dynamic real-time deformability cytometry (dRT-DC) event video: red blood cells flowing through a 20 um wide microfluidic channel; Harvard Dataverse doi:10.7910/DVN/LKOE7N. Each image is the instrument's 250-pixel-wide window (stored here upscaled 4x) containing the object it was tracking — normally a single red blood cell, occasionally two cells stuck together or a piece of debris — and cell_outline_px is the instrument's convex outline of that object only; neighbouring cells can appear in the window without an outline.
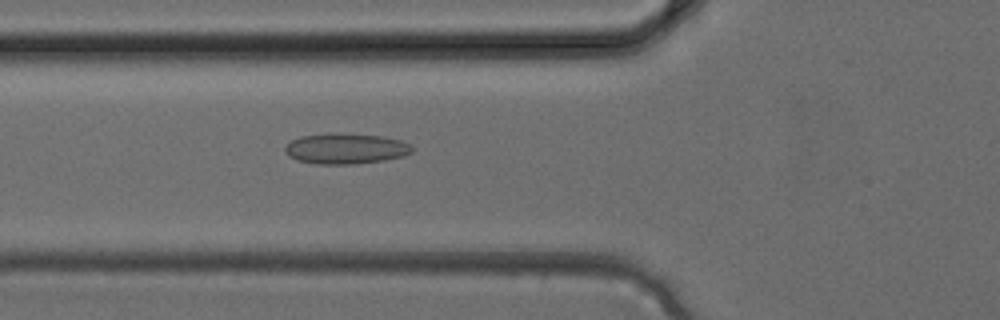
{"species": "common noctule bat (a hibernating species)", "species_latin": "Nyctalus noctula", "temperature_condition": "cold", "stored_images_in_passage": 2, "camera_frame_rate_fps": 3000, "um_per_image_px": 0.085, "animal": {"sex": "female", "body_mass_g": 24.6, "forearm_length_mm": 56.2}, "frame": {"image": 1, "passage_image": 2, "time_ms": 0.333, "image_size_px": [1000, 320], "cell_outline_px": [[412, 152], [404, 156], [384, 160], [352, 164], [316, 164], [296, 160], [288, 156], [284, 152], [284, 148], [292, 140], [300, 136], [380, 136], [400, 140], [412, 144]], "centroid_in_image_um": [29.4, 12.69], "position_along_channel_um": 96.4, "area_um2": 21.68}}